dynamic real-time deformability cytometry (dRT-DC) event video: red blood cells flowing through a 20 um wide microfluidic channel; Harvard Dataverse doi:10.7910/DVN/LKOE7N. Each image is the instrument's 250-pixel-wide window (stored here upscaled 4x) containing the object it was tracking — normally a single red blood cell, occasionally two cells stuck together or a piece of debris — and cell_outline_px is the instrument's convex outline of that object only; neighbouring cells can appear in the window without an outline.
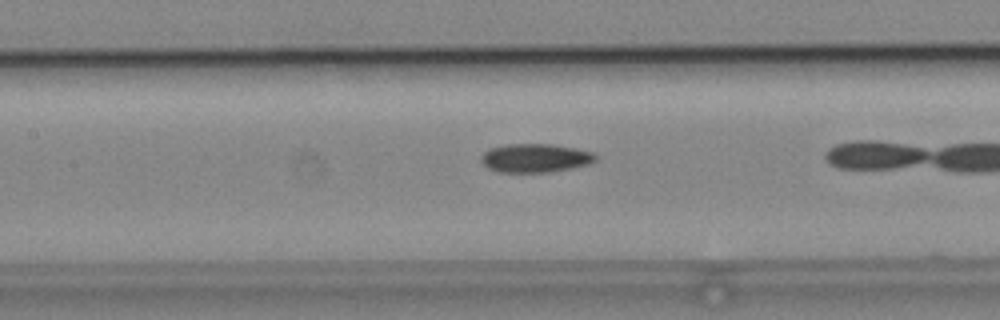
{"species": "common noctule bat (a hibernating species)", "species_latin": "Nyctalus noctula", "temperature_condition": "cold", "stored_images_in_passage": 10, "camera_frame_rate_fps": 3000, "um_per_image_px": 0.085, "animal": {"sex": "male", "body_mass_g": 19.2, "forearm_length_mm": 51.8}, "frame": {"image": 1, "passage_image": 9, "time_ms": 2.667, "image_size_px": [1000, 320], "cell_outline_px": [[596, 160], [588, 164], [572, 168], [548, 172], [496, 172], [488, 168], [480, 160], [480, 156], [488, 148], [504, 144], [552, 144], [576, 148], [592, 152], [596, 156]], "centroid_in_image_um": [45.45, 13.43], "position_along_channel_um": 161.9, "area_um2": 19.25}}